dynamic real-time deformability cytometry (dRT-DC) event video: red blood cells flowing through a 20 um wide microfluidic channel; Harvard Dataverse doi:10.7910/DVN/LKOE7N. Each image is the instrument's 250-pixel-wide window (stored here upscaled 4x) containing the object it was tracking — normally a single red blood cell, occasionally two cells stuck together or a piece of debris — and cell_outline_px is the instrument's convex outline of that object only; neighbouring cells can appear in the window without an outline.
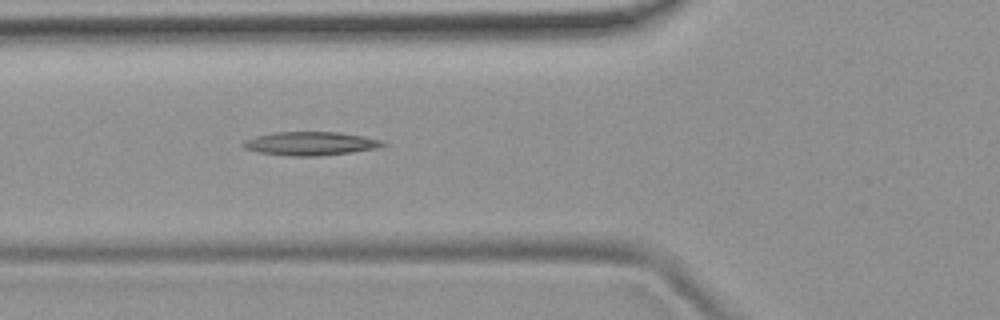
{"species": "common noctule bat (a hibernating species)", "species_latin": "Nyctalus noctula", "temperature_condition": "room temperature", "stored_images_in_passage": 6, "camera_frame_rate_fps": 3000, "um_per_image_px": 0.085, "animal": {"sex": "female", "body_mass_g": 19.9}, "frame": {"image": 1, "passage_image": 6, "time_ms": 5.667, "image_size_px": [1000, 320], "cell_outline_px": [[388, 144], [380, 148], [320, 156], [288, 156], [260, 152], [244, 148], [240, 144], [244, 140], [256, 136], [276, 132], [340, 132], [364, 136], [384, 140]], "centroid_in_image_um": [26.44, 12.2], "position_along_channel_um": 99.4, "area_um2": 19.36}}